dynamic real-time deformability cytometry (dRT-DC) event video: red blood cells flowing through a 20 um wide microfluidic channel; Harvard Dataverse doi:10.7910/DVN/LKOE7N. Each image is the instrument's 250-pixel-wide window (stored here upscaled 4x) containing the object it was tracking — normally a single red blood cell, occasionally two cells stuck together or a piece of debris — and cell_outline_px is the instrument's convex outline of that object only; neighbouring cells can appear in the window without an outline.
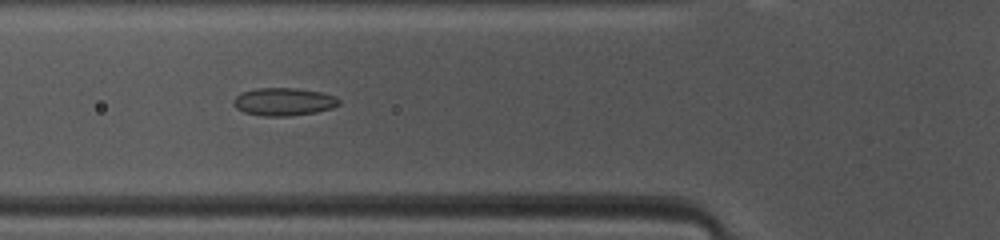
{"species": "common noctule bat (a hibernating species)", "species_latin": "Nyctalus noctula", "temperature_condition": "warm", "stored_images_in_passage": 43, "camera_frame_rate_fps": 3000, "um_per_image_px": 0.085, "animal": {"sex": "female", "body_mass_g": 10.0, "forearm_length_mm": 53.1}, "frame": {"image": 1, "passage_image": 14, "time_ms": 4.333, "image_size_px": [1000, 240], "cell_outline_px": [[340, 104], [332, 108], [316, 112], [288, 116], [264, 116], [244, 112], [236, 108], [232, 104], [232, 100], [240, 92], [256, 88], [296, 88], [320, 92], [336, 96], [340, 100]], "centroid_in_image_um": [24.09, 8.64], "position_along_channel_um": 101.7, "area_um2": 17.22}}
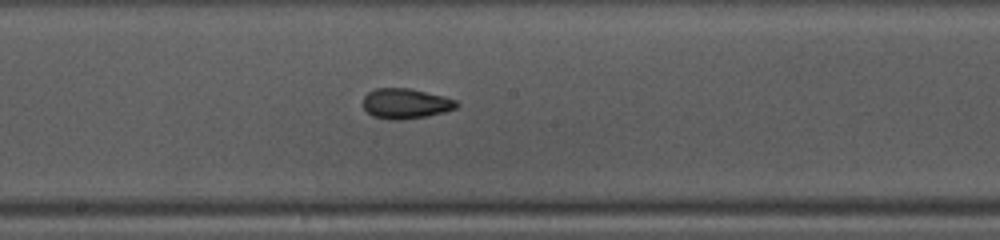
{"frame": {"image": 2, "passage_image": 22, "time_ms": 7.0, "image_size_px": [1000, 240], "cell_outline_px": [[460, 104], [456, 108], [444, 112], [428, 116], [400, 120], [392, 120], [372, 116], [364, 108], [364, 96], [368, 92], [376, 88], [408, 88], [444, 96], [456, 100]], "centroid_in_image_um": [34.5, 8.81], "position_along_channel_um": 213.7, "area_um2": 16.47}}
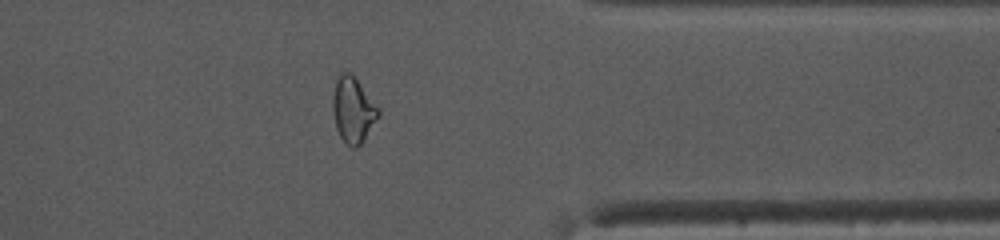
{"frame": {"image": 3, "passage_image": 35, "time_ms": 11.333, "image_size_px": [1000, 240], "cell_outline_px": [[380, 116], [364, 140], [356, 148], [352, 148], [340, 136], [336, 128], [332, 108], [332, 100], [336, 80], [340, 72], [348, 72], [356, 80], [380, 108]], "centroid_in_image_um": [30.02, 9.37], "position_along_channel_um": 381.4, "area_um2": 17.28}, "authors_computed_cell_mechanics": {"area_um2": 17.34, "velocity_mm_per_s": 4.1739, "shape_relaxation_time_tau1_ms": 7.4217, "shape_relaxation_time_tau2_ms": 1.6699, "deformation_change_tau1": 0.153, "deformation_change_tau2": 0.0766}}